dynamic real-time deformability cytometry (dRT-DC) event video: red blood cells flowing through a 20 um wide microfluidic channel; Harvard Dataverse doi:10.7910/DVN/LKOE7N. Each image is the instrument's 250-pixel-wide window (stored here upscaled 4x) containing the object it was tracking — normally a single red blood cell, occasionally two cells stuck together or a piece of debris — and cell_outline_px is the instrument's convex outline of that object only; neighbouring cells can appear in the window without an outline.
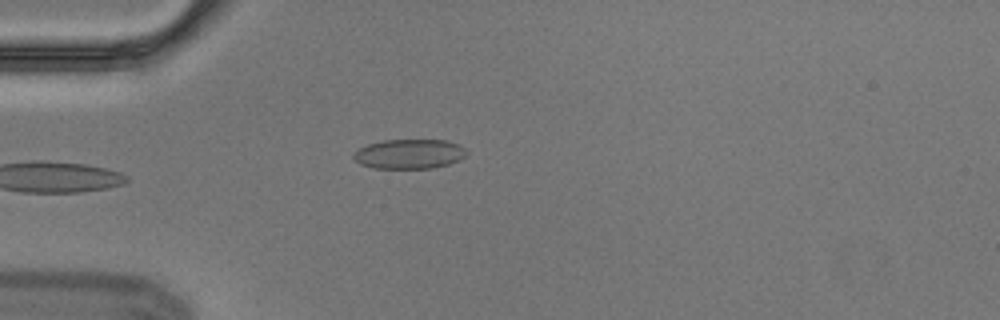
{"species": "Egyptian fruit bat (a non-hibernating species)", "species_latin": "Rousettus aegyptiacus", "temperature_condition": "cold", "stored_images_in_passage": 4, "camera_frame_rate_fps": 3000, "um_per_image_px": 0.085, "animal": {"sex": "male"}, "frame": {"image": 1, "passage_image": 4, "time_ms": 1.0, "image_size_px": [1000, 320], "cell_outline_px": [[468, 152], [460, 160], [448, 164], [432, 168], [372, 168], [360, 164], [352, 156], [360, 148], [368, 144], [384, 140], [444, 140], [460, 144]], "centroid_in_image_um": [34.81, 13.08], "position_along_channel_um": 50.2, "area_um2": 19.42}}